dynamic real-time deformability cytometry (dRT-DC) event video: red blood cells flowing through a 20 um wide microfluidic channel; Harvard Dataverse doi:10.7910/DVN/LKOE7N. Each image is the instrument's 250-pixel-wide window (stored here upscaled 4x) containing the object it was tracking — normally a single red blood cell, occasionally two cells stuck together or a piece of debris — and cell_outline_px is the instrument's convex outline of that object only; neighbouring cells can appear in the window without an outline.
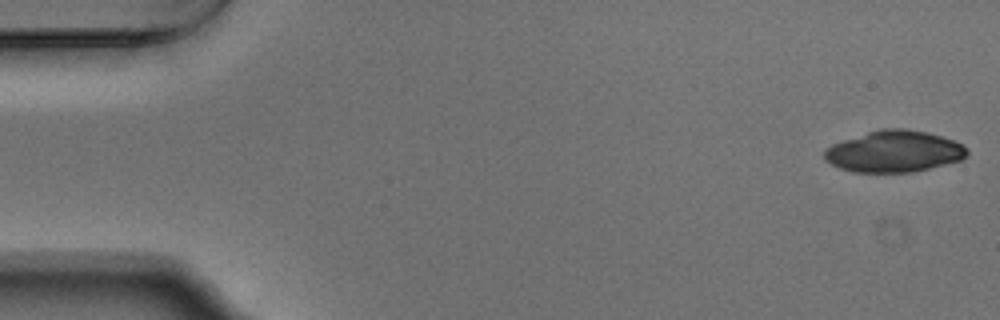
{"species": "Egyptian fruit bat (a non-hibernating species)", "species_latin": "Rousettus aegyptiacus", "temperature_condition": "warm", "stored_images_in_passage": 52, "camera_frame_rate_fps": 3000, "um_per_image_px": 0.085, "animal": {"sex": "male"}, "frame": {"image": 1, "passage_image": 1, "time_ms": 0.0, "image_size_px": [1000, 320], "cell_outline_px": [[968, 152], [960, 160], [912, 172], [852, 172], [840, 168], [824, 160], [824, 148], [832, 144], [880, 128], [904, 128], [928, 132], [964, 144], [968, 148]], "centroid_in_image_um": [75.98, 12.86], "position_along_channel_um": 9.0, "area_um2": 34.39}}